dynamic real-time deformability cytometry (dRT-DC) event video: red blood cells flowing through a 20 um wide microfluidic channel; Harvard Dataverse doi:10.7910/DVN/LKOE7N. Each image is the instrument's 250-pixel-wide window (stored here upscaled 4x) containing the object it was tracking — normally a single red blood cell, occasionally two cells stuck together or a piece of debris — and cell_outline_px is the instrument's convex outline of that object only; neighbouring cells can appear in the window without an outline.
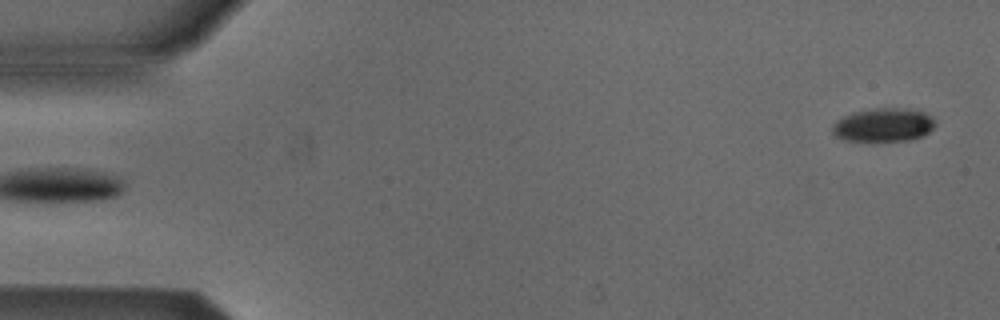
{"species": "Egyptian fruit bat (a non-hibernating species)", "species_latin": "Rousettus aegyptiacus", "temperature_condition": "cold", "stored_images_in_passage": 5, "segment_of_instrument_passage": [2, 2], "camera_frame_rate_fps": 3000, "um_per_image_px": 0.085, "animal": {"sex": "male"}, "frame": {"image": 1, "passage_image": 5, "time_ms": 5.667, "image_size_px": [1000, 320], "cell_outline_px": [[936, 124], [924, 136], [908, 140], [844, 140], [836, 136], [832, 132], [832, 124], [836, 120], [852, 112], [876, 108], [916, 108], [932, 116]], "centroid_in_image_um": [75.12, 10.59], "position_along_channel_um": 9.9, "area_um2": 20.17}}